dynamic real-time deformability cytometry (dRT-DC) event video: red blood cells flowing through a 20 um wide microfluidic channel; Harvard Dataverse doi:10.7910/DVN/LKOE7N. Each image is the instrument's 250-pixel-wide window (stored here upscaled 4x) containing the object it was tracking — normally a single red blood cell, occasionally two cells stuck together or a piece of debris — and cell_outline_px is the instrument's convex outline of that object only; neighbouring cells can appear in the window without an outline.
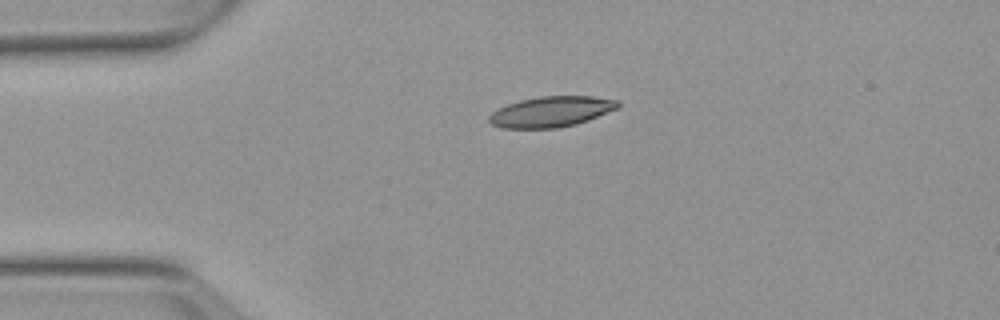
{"species": "Egyptian fruit bat (a non-hibernating species)", "species_latin": "Rousettus aegyptiacus", "temperature_condition": "warm", "stored_images_in_passage": 2, "camera_frame_rate_fps": 3000, "um_per_image_px": 0.085, "animal": {"sex": "female"}, "frame": {"image": 1, "passage_image": 1, "time_ms": 0.0, "image_size_px": [1000, 320], "cell_outline_px": [[620, 104], [616, 108], [588, 120], [576, 124], [556, 128], [500, 128], [492, 124], [488, 120], [488, 116], [492, 112], [508, 104], [520, 100], [540, 96], [592, 96], [620, 100]], "centroid_in_image_um": [46.84, 9.49], "position_along_channel_um": 38.2, "area_um2": 22.83}}